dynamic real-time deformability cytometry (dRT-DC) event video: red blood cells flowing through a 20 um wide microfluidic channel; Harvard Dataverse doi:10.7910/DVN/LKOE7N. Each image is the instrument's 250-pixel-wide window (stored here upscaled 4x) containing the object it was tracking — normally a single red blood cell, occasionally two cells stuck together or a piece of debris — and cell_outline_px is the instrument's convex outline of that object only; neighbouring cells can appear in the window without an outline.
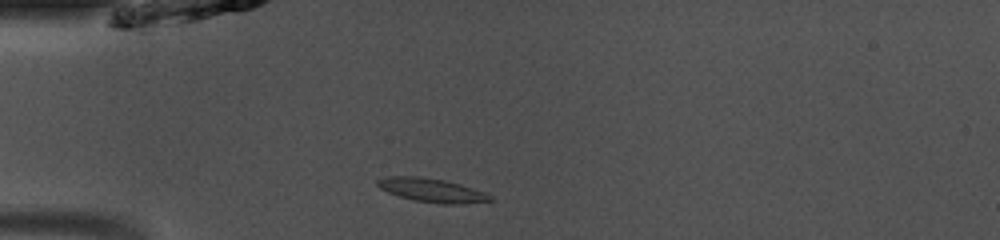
{"species": "common noctule bat (a hibernating species)", "species_latin": "Nyctalus noctula", "temperature_condition": "room temperature", "stored_images_in_passage": 28, "camera_frame_rate_fps": 3000, "um_per_image_px": 0.085, "animal": {"sex": "male", "body_mass_g": 13.0, "forearm_length_mm": 53.1}, "frame": {"image": 1, "passage_image": 2, "time_ms": 0.333, "image_size_px": [1000, 240], "cell_outline_px": [[496, 200], [460, 204], [444, 204], [412, 200], [388, 192], [380, 188], [376, 184], [376, 180], [388, 176], [420, 176], [444, 180], [460, 184], [488, 192]], "centroid_in_image_um": [36.75, 16.17], "position_along_channel_um": 48.2, "area_um2": 15.78}}
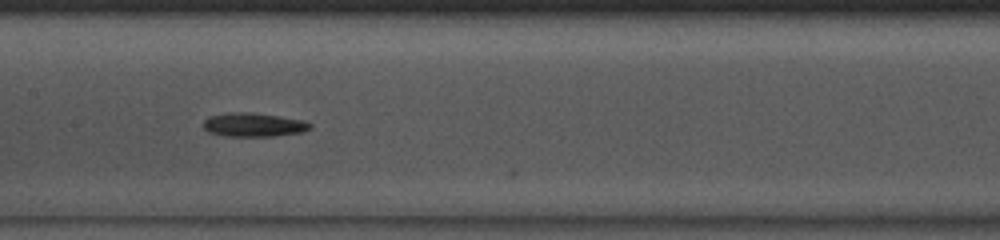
{"frame": {"image": 2, "passage_image": 13, "time_ms": 4.0, "image_size_px": [1000, 240], "cell_outline_px": [[312, 128], [304, 132], [272, 136], [224, 136], [208, 132], [204, 128], [204, 120], [208, 116], [228, 112], [248, 112], [276, 116], [300, 120], [312, 124]], "centroid_in_image_um": [21.52, 10.61], "position_along_channel_um": 185.9, "area_um2": 14.74}}
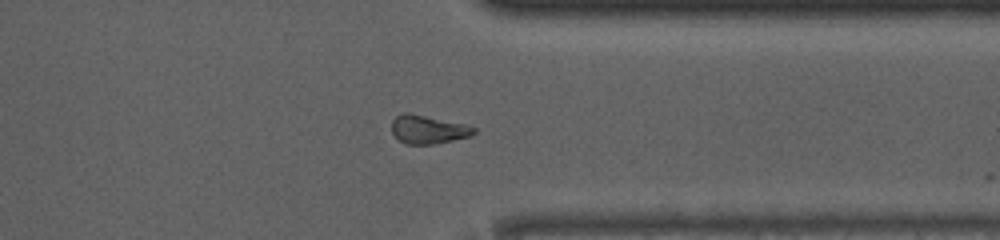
{"frame": {"image": 3, "passage_image": 27, "time_ms": 8.667, "image_size_px": [1000, 240], "cell_outline_px": [[476, 132], [468, 136], [452, 140], [432, 144], [404, 144], [392, 132], [392, 120], [396, 116], [404, 112], [412, 112], [468, 124], [476, 128]], "centroid_in_image_um": [36.39, 10.97], "position_along_channel_um": 375.0, "area_um2": 13.81}}